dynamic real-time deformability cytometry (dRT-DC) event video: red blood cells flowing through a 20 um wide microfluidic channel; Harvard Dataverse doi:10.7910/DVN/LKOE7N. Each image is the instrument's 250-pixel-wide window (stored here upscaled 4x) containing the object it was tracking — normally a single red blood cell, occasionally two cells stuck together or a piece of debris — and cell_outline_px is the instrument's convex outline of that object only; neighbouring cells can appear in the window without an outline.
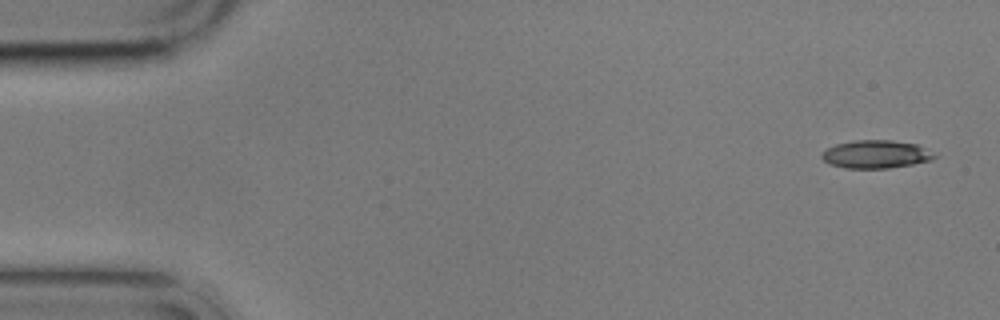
{"species": "common noctule bat (a hibernating species)", "species_latin": "Nyctalus noctula", "temperature_condition": "cold", "stored_images_in_passage": 5, "camera_frame_rate_fps": 3000, "um_per_image_px": 0.085, "animal": {"sex": "male", "body_mass_g": 17.9}, "frame": {"image": 1, "passage_image": 1, "time_ms": 0.0, "image_size_px": [1000, 320], "cell_outline_px": [[936, 156], [932, 160], [912, 164], [888, 168], [844, 168], [828, 164], [820, 156], [820, 152], [836, 144], [852, 140], [892, 140], [916, 144]], "centroid_in_image_um": [74.37, 13.11], "position_along_channel_um": 10.6, "area_um2": 18.32}}
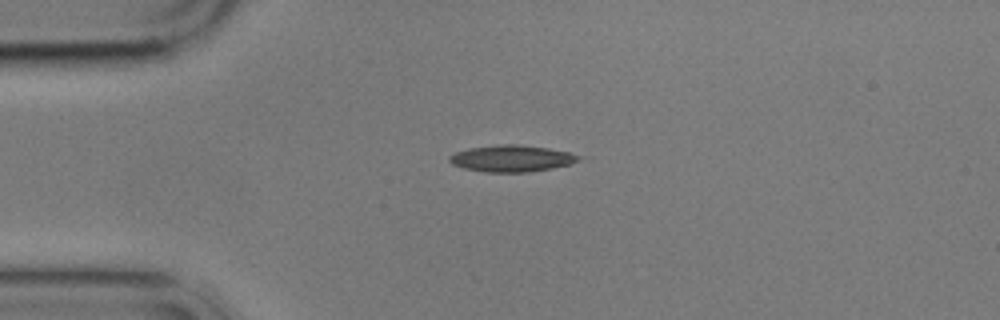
{"frame": {"image": 2, "passage_image": 4, "time_ms": 3.667, "image_size_px": [1000, 320], "cell_outline_px": [[580, 160], [568, 164], [552, 168], [528, 172], [484, 172], [464, 168], [452, 164], [448, 160], [448, 156], [456, 152], [468, 148], [500, 144], [516, 144], [548, 148], [568, 152], [580, 156]], "centroid_in_image_um": [43.45, 13.46], "position_along_channel_um": 41.6, "area_um2": 19.94}}